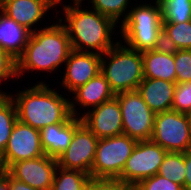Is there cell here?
Segmentation results:
<instances>
[{
    "instance_id": "1",
    "label": "cell",
    "mask_w": 191,
    "mask_h": 190,
    "mask_svg": "<svg viewBox=\"0 0 191 190\" xmlns=\"http://www.w3.org/2000/svg\"><path fill=\"white\" fill-rule=\"evenodd\" d=\"M70 39L63 24H52L30 33L23 53L17 60V76L26 70L54 71L65 63L71 52ZM23 72V73H22Z\"/></svg>"
},
{
    "instance_id": "2",
    "label": "cell",
    "mask_w": 191,
    "mask_h": 190,
    "mask_svg": "<svg viewBox=\"0 0 191 190\" xmlns=\"http://www.w3.org/2000/svg\"><path fill=\"white\" fill-rule=\"evenodd\" d=\"M74 5H65V23L71 48L76 51L91 49V52L104 54L115 44L111 35L116 23L96 10H82L81 0H74ZM85 46V47H84Z\"/></svg>"
},
{
    "instance_id": "3",
    "label": "cell",
    "mask_w": 191,
    "mask_h": 190,
    "mask_svg": "<svg viewBox=\"0 0 191 190\" xmlns=\"http://www.w3.org/2000/svg\"><path fill=\"white\" fill-rule=\"evenodd\" d=\"M10 96L16 106L17 119L38 130L48 125L65 123L73 116L70 101L44 82L18 92L16 99Z\"/></svg>"
},
{
    "instance_id": "4",
    "label": "cell",
    "mask_w": 191,
    "mask_h": 190,
    "mask_svg": "<svg viewBox=\"0 0 191 190\" xmlns=\"http://www.w3.org/2000/svg\"><path fill=\"white\" fill-rule=\"evenodd\" d=\"M121 23L120 33L131 49L144 52L163 46V22L158 0L154 6L140 4L133 7Z\"/></svg>"
},
{
    "instance_id": "5",
    "label": "cell",
    "mask_w": 191,
    "mask_h": 190,
    "mask_svg": "<svg viewBox=\"0 0 191 190\" xmlns=\"http://www.w3.org/2000/svg\"><path fill=\"white\" fill-rule=\"evenodd\" d=\"M106 56L110 59L109 62L104 59ZM100 72L115 95L137 90L144 79L142 52L123 46L117 41L111 49L101 55Z\"/></svg>"
},
{
    "instance_id": "6",
    "label": "cell",
    "mask_w": 191,
    "mask_h": 190,
    "mask_svg": "<svg viewBox=\"0 0 191 190\" xmlns=\"http://www.w3.org/2000/svg\"><path fill=\"white\" fill-rule=\"evenodd\" d=\"M136 143L126 134L99 139L90 176L118 179Z\"/></svg>"
},
{
    "instance_id": "7",
    "label": "cell",
    "mask_w": 191,
    "mask_h": 190,
    "mask_svg": "<svg viewBox=\"0 0 191 190\" xmlns=\"http://www.w3.org/2000/svg\"><path fill=\"white\" fill-rule=\"evenodd\" d=\"M120 104L123 134L137 141L150 140L153 134L155 113L147 106L137 90L116 94Z\"/></svg>"
},
{
    "instance_id": "8",
    "label": "cell",
    "mask_w": 191,
    "mask_h": 190,
    "mask_svg": "<svg viewBox=\"0 0 191 190\" xmlns=\"http://www.w3.org/2000/svg\"><path fill=\"white\" fill-rule=\"evenodd\" d=\"M150 140L167 152L184 153L191 150V136L186 114L174 110L156 113Z\"/></svg>"
},
{
    "instance_id": "9",
    "label": "cell",
    "mask_w": 191,
    "mask_h": 190,
    "mask_svg": "<svg viewBox=\"0 0 191 190\" xmlns=\"http://www.w3.org/2000/svg\"><path fill=\"white\" fill-rule=\"evenodd\" d=\"M167 151L151 140L137 141L118 178L134 187L141 180L158 174Z\"/></svg>"
},
{
    "instance_id": "10",
    "label": "cell",
    "mask_w": 191,
    "mask_h": 190,
    "mask_svg": "<svg viewBox=\"0 0 191 190\" xmlns=\"http://www.w3.org/2000/svg\"><path fill=\"white\" fill-rule=\"evenodd\" d=\"M45 155L38 129L17 120L11 131L4 152L0 155L1 165L6 171L13 163Z\"/></svg>"
},
{
    "instance_id": "11",
    "label": "cell",
    "mask_w": 191,
    "mask_h": 190,
    "mask_svg": "<svg viewBox=\"0 0 191 190\" xmlns=\"http://www.w3.org/2000/svg\"><path fill=\"white\" fill-rule=\"evenodd\" d=\"M99 139L82 123L74 132L72 141L57 159L58 166L90 174Z\"/></svg>"
},
{
    "instance_id": "12",
    "label": "cell",
    "mask_w": 191,
    "mask_h": 190,
    "mask_svg": "<svg viewBox=\"0 0 191 190\" xmlns=\"http://www.w3.org/2000/svg\"><path fill=\"white\" fill-rule=\"evenodd\" d=\"M57 167V159L43 155L13 163L6 172L37 190H51Z\"/></svg>"
},
{
    "instance_id": "13",
    "label": "cell",
    "mask_w": 191,
    "mask_h": 190,
    "mask_svg": "<svg viewBox=\"0 0 191 190\" xmlns=\"http://www.w3.org/2000/svg\"><path fill=\"white\" fill-rule=\"evenodd\" d=\"M82 123L98 138L123 134V121L118 99L114 96L80 116Z\"/></svg>"
},
{
    "instance_id": "14",
    "label": "cell",
    "mask_w": 191,
    "mask_h": 190,
    "mask_svg": "<svg viewBox=\"0 0 191 190\" xmlns=\"http://www.w3.org/2000/svg\"><path fill=\"white\" fill-rule=\"evenodd\" d=\"M65 63V75L61 82L65 89L73 93L100 72L101 54L72 49Z\"/></svg>"
},
{
    "instance_id": "15",
    "label": "cell",
    "mask_w": 191,
    "mask_h": 190,
    "mask_svg": "<svg viewBox=\"0 0 191 190\" xmlns=\"http://www.w3.org/2000/svg\"><path fill=\"white\" fill-rule=\"evenodd\" d=\"M62 0H8L0 5V11L16 21L30 33L32 26L39 22L49 9L61 3Z\"/></svg>"
},
{
    "instance_id": "16",
    "label": "cell",
    "mask_w": 191,
    "mask_h": 190,
    "mask_svg": "<svg viewBox=\"0 0 191 190\" xmlns=\"http://www.w3.org/2000/svg\"><path fill=\"white\" fill-rule=\"evenodd\" d=\"M82 124L80 117L72 116L65 123L48 125L39 130L45 155L58 159L67 150L75 130Z\"/></svg>"
},
{
    "instance_id": "17",
    "label": "cell",
    "mask_w": 191,
    "mask_h": 190,
    "mask_svg": "<svg viewBox=\"0 0 191 190\" xmlns=\"http://www.w3.org/2000/svg\"><path fill=\"white\" fill-rule=\"evenodd\" d=\"M175 87V82L144 78L137 91L141 94L147 106L156 114L172 110Z\"/></svg>"
},
{
    "instance_id": "18",
    "label": "cell",
    "mask_w": 191,
    "mask_h": 190,
    "mask_svg": "<svg viewBox=\"0 0 191 190\" xmlns=\"http://www.w3.org/2000/svg\"><path fill=\"white\" fill-rule=\"evenodd\" d=\"M72 94L75 95V101H70V111L73 116L78 117V112L75 109V104L81 105V107H97L100 104L112 99L115 94L110 89L108 81L105 76L99 72L95 77L90 79L83 86H80Z\"/></svg>"
},
{
    "instance_id": "19",
    "label": "cell",
    "mask_w": 191,
    "mask_h": 190,
    "mask_svg": "<svg viewBox=\"0 0 191 190\" xmlns=\"http://www.w3.org/2000/svg\"><path fill=\"white\" fill-rule=\"evenodd\" d=\"M144 78L176 83L174 51L164 46L142 52Z\"/></svg>"
},
{
    "instance_id": "20",
    "label": "cell",
    "mask_w": 191,
    "mask_h": 190,
    "mask_svg": "<svg viewBox=\"0 0 191 190\" xmlns=\"http://www.w3.org/2000/svg\"><path fill=\"white\" fill-rule=\"evenodd\" d=\"M30 32L16 21L0 14V47L17 59L24 51Z\"/></svg>"
},
{
    "instance_id": "21",
    "label": "cell",
    "mask_w": 191,
    "mask_h": 190,
    "mask_svg": "<svg viewBox=\"0 0 191 190\" xmlns=\"http://www.w3.org/2000/svg\"><path fill=\"white\" fill-rule=\"evenodd\" d=\"M163 46L174 50H191V20L181 23L163 22Z\"/></svg>"
},
{
    "instance_id": "22",
    "label": "cell",
    "mask_w": 191,
    "mask_h": 190,
    "mask_svg": "<svg viewBox=\"0 0 191 190\" xmlns=\"http://www.w3.org/2000/svg\"><path fill=\"white\" fill-rule=\"evenodd\" d=\"M91 179L90 174L79 170H67L58 166L51 190H86Z\"/></svg>"
},
{
    "instance_id": "23",
    "label": "cell",
    "mask_w": 191,
    "mask_h": 190,
    "mask_svg": "<svg viewBox=\"0 0 191 190\" xmlns=\"http://www.w3.org/2000/svg\"><path fill=\"white\" fill-rule=\"evenodd\" d=\"M17 110L9 94L0 95V155L4 152L17 121Z\"/></svg>"
},
{
    "instance_id": "24",
    "label": "cell",
    "mask_w": 191,
    "mask_h": 190,
    "mask_svg": "<svg viewBox=\"0 0 191 190\" xmlns=\"http://www.w3.org/2000/svg\"><path fill=\"white\" fill-rule=\"evenodd\" d=\"M185 169V152L169 151L159 166L158 174L181 185L184 189Z\"/></svg>"
},
{
    "instance_id": "25",
    "label": "cell",
    "mask_w": 191,
    "mask_h": 190,
    "mask_svg": "<svg viewBox=\"0 0 191 190\" xmlns=\"http://www.w3.org/2000/svg\"><path fill=\"white\" fill-rule=\"evenodd\" d=\"M162 22L181 23L191 20V0H158Z\"/></svg>"
},
{
    "instance_id": "26",
    "label": "cell",
    "mask_w": 191,
    "mask_h": 190,
    "mask_svg": "<svg viewBox=\"0 0 191 190\" xmlns=\"http://www.w3.org/2000/svg\"><path fill=\"white\" fill-rule=\"evenodd\" d=\"M91 3L94 10L111 18L117 24L120 16L125 14L129 0H91Z\"/></svg>"
},
{
    "instance_id": "27",
    "label": "cell",
    "mask_w": 191,
    "mask_h": 190,
    "mask_svg": "<svg viewBox=\"0 0 191 190\" xmlns=\"http://www.w3.org/2000/svg\"><path fill=\"white\" fill-rule=\"evenodd\" d=\"M176 83L191 81V50H174Z\"/></svg>"
},
{
    "instance_id": "28",
    "label": "cell",
    "mask_w": 191,
    "mask_h": 190,
    "mask_svg": "<svg viewBox=\"0 0 191 190\" xmlns=\"http://www.w3.org/2000/svg\"><path fill=\"white\" fill-rule=\"evenodd\" d=\"M172 110L185 114L191 111V81L176 83Z\"/></svg>"
},
{
    "instance_id": "29",
    "label": "cell",
    "mask_w": 191,
    "mask_h": 190,
    "mask_svg": "<svg viewBox=\"0 0 191 190\" xmlns=\"http://www.w3.org/2000/svg\"><path fill=\"white\" fill-rule=\"evenodd\" d=\"M133 190H184L179 184L174 183L167 178L155 174L149 178L141 180Z\"/></svg>"
},
{
    "instance_id": "30",
    "label": "cell",
    "mask_w": 191,
    "mask_h": 190,
    "mask_svg": "<svg viewBox=\"0 0 191 190\" xmlns=\"http://www.w3.org/2000/svg\"><path fill=\"white\" fill-rule=\"evenodd\" d=\"M9 77H18L17 60L0 47V81L7 80ZM0 94L6 95L7 93L0 92Z\"/></svg>"
},
{
    "instance_id": "31",
    "label": "cell",
    "mask_w": 191,
    "mask_h": 190,
    "mask_svg": "<svg viewBox=\"0 0 191 190\" xmlns=\"http://www.w3.org/2000/svg\"><path fill=\"white\" fill-rule=\"evenodd\" d=\"M86 190H133V187L119 179L92 178Z\"/></svg>"
},
{
    "instance_id": "32",
    "label": "cell",
    "mask_w": 191,
    "mask_h": 190,
    "mask_svg": "<svg viewBox=\"0 0 191 190\" xmlns=\"http://www.w3.org/2000/svg\"><path fill=\"white\" fill-rule=\"evenodd\" d=\"M185 167L184 190H191V150L185 152Z\"/></svg>"
},
{
    "instance_id": "33",
    "label": "cell",
    "mask_w": 191,
    "mask_h": 190,
    "mask_svg": "<svg viewBox=\"0 0 191 190\" xmlns=\"http://www.w3.org/2000/svg\"><path fill=\"white\" fill-rule=\"evenodd\" d=\"M9 189L10 190H37L26 183L17 181L9 175Z\"/></svg>"
},
{
    "instance_id": "34",
    "label": "cell",
    "mask_w": 191,
    "mask_h": 190,
    "mask_svg": "<svg viewBox=\"0 0 191 190\" xmlns=\"http://www.w3.org/2000/svg\"><path fill=\"white\" fill-rule=\"evenodd\" d=\"M0 190H10L9 174L6 171H3V174L0 176Z\"/></svg>"
},
{
    "instance_id": "35",
    "label": "cell",
    "mask_w": 191,
    "mask_h": 190,
    "mask_svg": "<svg viewBox=\"0 0 191 190\" xmlns=\"http://www.w3.org/2000/svg\"><path fill=\"white\" fill-rule=\"evenodd\" d=\"M186 118L188 121V126H189V131H190V136H191V111L186 113Z\"/></svg>"
},
{
    "instance_id": "36",
    "label": "cell",
    "mask_w": 191,
    "mask_h": 190,
    "mask_svg": "<svg viewBox=\"0 0 191 190\" xmlns=\"http://www.w3.org/2000/svg\"><path fill=\"white\" fill-rule=\"evenodd\" d=\"M3 168H2V165H1V161H0V173H3Z\"/></svg>"
},
{
    "instance_id": "37",
    "label": "cell",
    "mask_w": 191,
    "mask_h": 190,
    "mask_svg": "<svg viewBox=\"0 0 191 190\" xmlns=\"http://www.w3.org/2000/svg\"><path fill=\"white\" fill-rule=\"evenodd\" d=\"M4 1H8V0H0V5H1Z\"/></svg>"
}]
</instances>
